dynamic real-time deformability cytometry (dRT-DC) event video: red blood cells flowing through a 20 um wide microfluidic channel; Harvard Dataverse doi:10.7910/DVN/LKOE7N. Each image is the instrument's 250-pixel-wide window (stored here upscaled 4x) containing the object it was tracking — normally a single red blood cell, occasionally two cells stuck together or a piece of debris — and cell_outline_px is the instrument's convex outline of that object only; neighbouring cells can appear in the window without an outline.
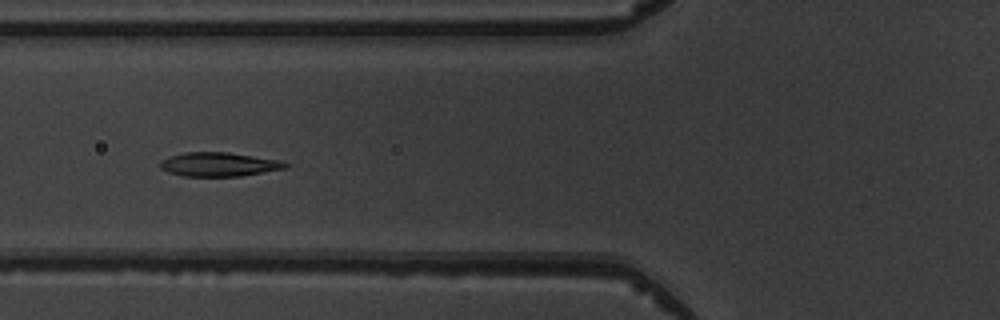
{"species": "common noctule bat (a hibernating species)", "species_latin": "Nyctalus noctula", "temperature_condition": "warm", "stored_images_in_passage": 10, "camera_frame_rate_fps": 3000, "um_per_image_px": 0.085, "animal": {"sex": "male", "body_mass_g": 19.5, "forearm_length_mm": 54.6}, "frame": {"image": 1, "passage_image": 6, "time_ms": 6.667, "image_size_px": [1000, 320], "cell_outline_px": [[288, 168], [240, 176], [184, 176], [168, 172], [160, 168], [160, 160], [168, 156], [184, 152], [228, 152], [284, 160], [288, 164]], "centroid_in_image_um": [18.63, 13.96], "position_along_channel_um": 107.2, "area_um2": 17.74}}
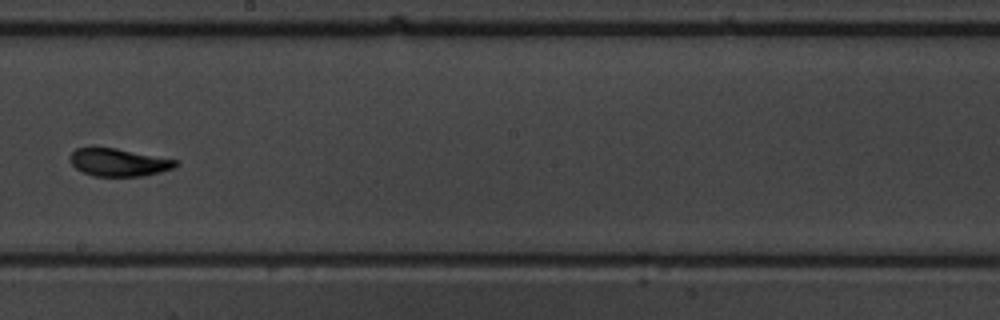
{"frame": {"image": 2, "passage_image": 9, "time_ms": 10.0, "image_size_px": [1000, 320], "cell_outline_px": [[180, 164], [176, 168], [144, 176], [92, 176], [76, 168], [68, 160], [68, 156], [76, 148], [92, 144], [116, 148], [180, 160]], "centroid_in_image_um": [10.07, 13.76], "position_along_channel_um": 238.1, "area_um2": 17.86}}
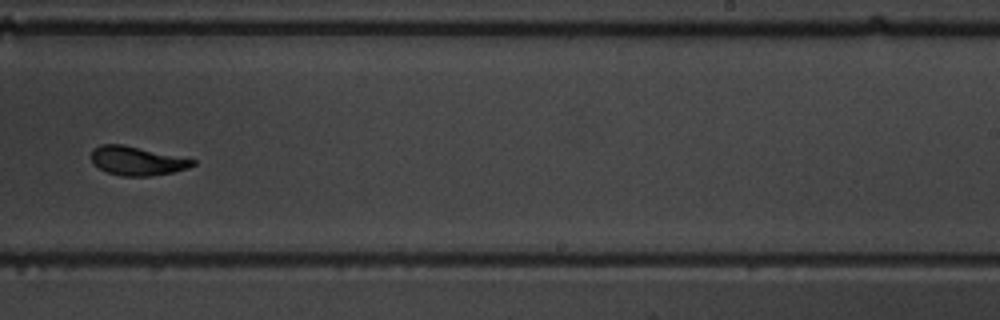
{"frame": {"image": 3, "passage_image": 10, "time_ms": 11.0, "image_size_px": [1000, 320], "cell_outline_px": [[196, 164], [188, 168], [172, 172], [152, 176], [120, 176], [108, 172], [92, 164], [92, 148], [100, 144], [124, 144], [196, 160]], "centroid_in_image_um": [11.63, 13.67], "position_along_channel_um": 277.4, "area_um2": 17.11}}